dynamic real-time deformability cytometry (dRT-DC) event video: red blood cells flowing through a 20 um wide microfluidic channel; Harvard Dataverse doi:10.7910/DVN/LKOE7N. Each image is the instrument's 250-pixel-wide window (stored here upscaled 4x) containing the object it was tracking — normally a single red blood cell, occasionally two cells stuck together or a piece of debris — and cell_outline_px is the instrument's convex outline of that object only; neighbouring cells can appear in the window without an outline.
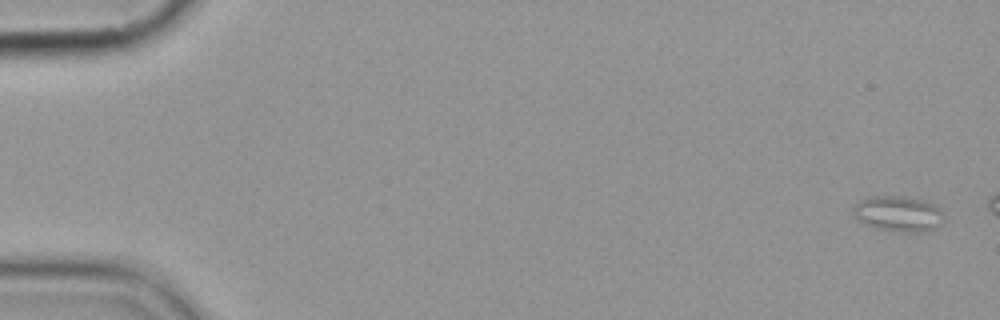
{"species": "common noctule bat (a hibernating species)", "species_latin": "Nyctalus noctula", "temperature_condition": "cold", "stored_images_in_passage": 5, "camera_frame_rate_fps": 3000, "um_per_image_px": 0.085, "animal": {"sex": "female", "body_mass_g": 19.9}, "frame": {"image": 1, "passage_image": 1, "time_ms": 0.0, "image_size_px": [1000, 320], "cell_outline_px": [[940, 224], [932, 228], [916, 232], [908, 232], [876, 228], [860, 220], [852, 212], [852, 208], [860, 200], [872, 196], [908, 196], [928, 200], [936, 204], [940, 208]], "centroid_in_image_um": [76.34, 18.12], "position_along_channel_um": 8.7, "area_um2": 18.44}}